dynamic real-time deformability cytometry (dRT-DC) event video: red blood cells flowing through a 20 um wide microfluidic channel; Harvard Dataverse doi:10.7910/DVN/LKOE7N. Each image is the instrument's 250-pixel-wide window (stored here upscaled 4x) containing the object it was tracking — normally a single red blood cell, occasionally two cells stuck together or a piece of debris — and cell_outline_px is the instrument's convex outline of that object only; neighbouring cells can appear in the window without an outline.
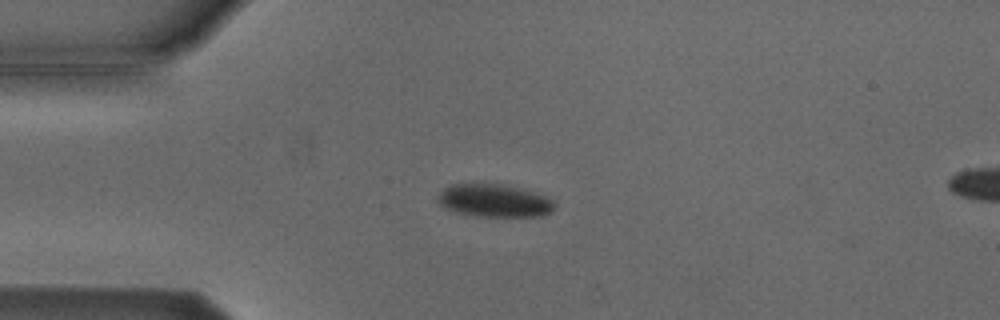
{"species": "Egyptian fruit bat (a non-hibernating species)", "species_latin": "Rousettus aegyptiacus", "temperature_condition": "cold", "stored_images_in_passage": 5, "camera_frame_rate_fps": 3000, "um_per_image_px": 0.085, "animal": {"sex": "male"}, "frame": {"image": 1, "passage_image": 4, "time_ms": 3.667, "image_size_px": [1000, 320], "cell_outline_px": [[556, 208], [552, 212], [544, 216], [472, 216], [456, 212], [444, 208], [436, 200], [436, 196], [444, 188], [452, 184], [504, 184], [524, 188], [548, 196], [556, 204]], "centroid_in_image_um": [42.05, 17.05], "position_along_channel_um": 42.9, "area_um2": 22.83}}